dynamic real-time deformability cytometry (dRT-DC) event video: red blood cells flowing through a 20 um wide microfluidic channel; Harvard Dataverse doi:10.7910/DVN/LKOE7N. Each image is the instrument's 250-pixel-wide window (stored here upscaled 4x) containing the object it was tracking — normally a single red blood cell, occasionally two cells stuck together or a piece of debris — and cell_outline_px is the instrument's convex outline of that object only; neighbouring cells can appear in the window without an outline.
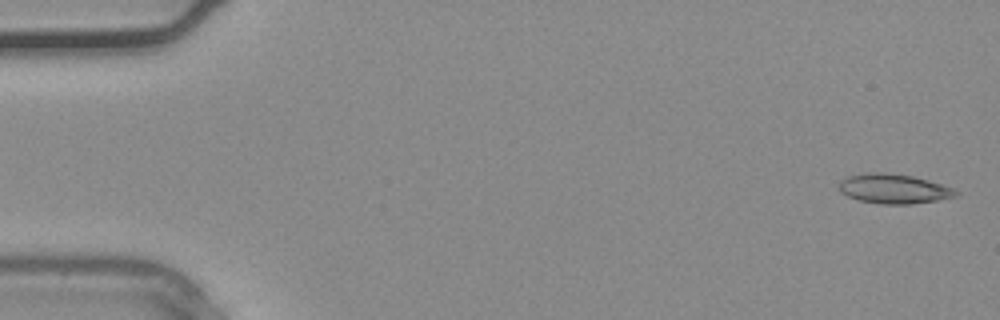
{"species": "common noctule bat (a hibernating species)", "species_latin": "Nyctalus noctula", "temperature_condition": "warm", "stored_images_in_passage": 6, "camera_frame_rate_fps": 3000, "um_per_image_px": 0.085, "animal": {"sex": "male", "body_mass_g": 20.4}, "frame": {"image": 1, "passage_image": 1, "time_ms": 0.0, "image_size_px": [1000, 320], "cell_outline_px": [[960, 192], [956, 196], [936, 200], [912, 204], [880, 204], [860, 200], [848, 196], [840, 192], [840, 180], [848, 176], [868, 172], [884, 172], [912, 176], [928, 180], [952, 188]], "centroid_in_image_um": [75.95, 16.04], "position_along_channel_um": 9.0, "area_um2": 20.0}}